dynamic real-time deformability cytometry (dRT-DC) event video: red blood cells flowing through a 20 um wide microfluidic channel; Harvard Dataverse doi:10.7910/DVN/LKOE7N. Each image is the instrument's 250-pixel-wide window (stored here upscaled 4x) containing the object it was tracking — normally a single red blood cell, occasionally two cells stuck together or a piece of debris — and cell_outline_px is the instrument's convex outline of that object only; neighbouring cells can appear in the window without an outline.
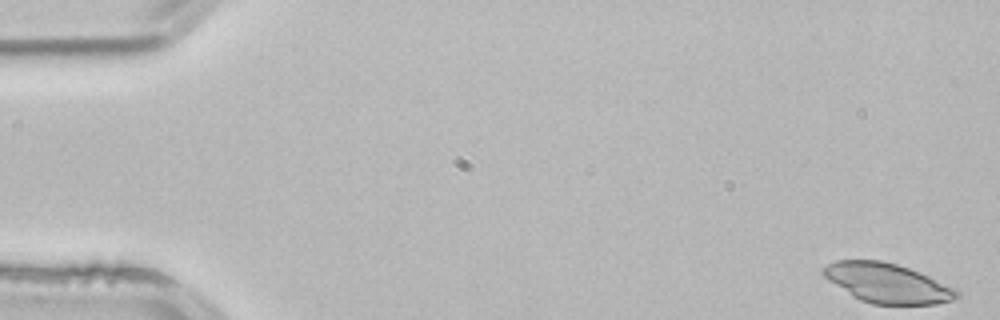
{"species": "common noctule bat (a hibernating species)", "species_latin": "Nyctalus noctula", "temperature_condition": "room temperature", "stored_images_in_passage": 4, "camera_frame_rate_fps": 3000, "um_per_image_px": 0.085, "animal": {"sex": "male", "body_mass_g": 21.5, "forearm_length_mm": 52.0}, "frame": {"image": 1, "passage_image": 1, "time_ms": 0.0, "image_size_px": [1000, 320], "cell_outline_px": [[960, 296], [952, 300], [936, 304], [872, 304], [860, 300], [852, 296], [828, 280], [820, 272], [820, 268], [836, 260], [884, 260], [908, 268], [928, 276], [956, 288], [960, 292]], "centroid_in_image_um": [75.4, 24.06], "position_along_channel_um": 9.6, "area_um2": 30.81}}